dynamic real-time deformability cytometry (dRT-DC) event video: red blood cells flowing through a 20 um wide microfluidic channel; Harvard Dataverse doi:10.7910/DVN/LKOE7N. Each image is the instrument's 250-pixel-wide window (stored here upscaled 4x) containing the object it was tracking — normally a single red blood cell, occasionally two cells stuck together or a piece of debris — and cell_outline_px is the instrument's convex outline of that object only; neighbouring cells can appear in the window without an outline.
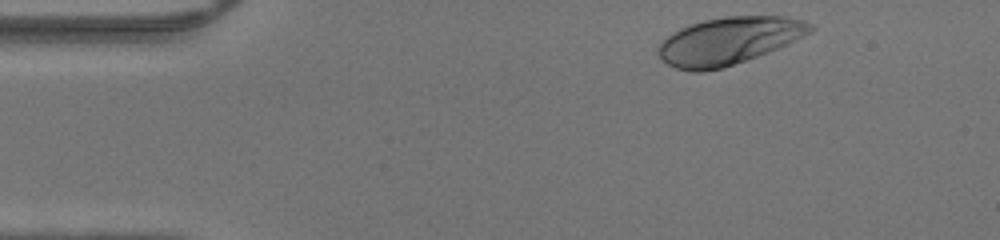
{"species": "human", "species_latin": "Homo sapiens", "temperature_condition": "warm", "stored_images_in_passage": 43, "camera_frame_rate_fps": 3000, "um_per_image_px": 0.085, "donor": {"sex": "male"}, "frame": {"image": 1, "passage_image": 2, "time_ms": 0.333, "image_size_px": [1000, 240], "cell_outline_px": [[816, 28], [812, 32], [788, 44], [748, 60], [720, 68], [704, 72], [692, 72], [676, 68], [668, 64], [656, 52], [656, 48], [668, 36], [680, 28], [704, 20], [724, 16], [784, 16], [804, 20], [816, 24]], "centroid_in_image_um": [62.0, 3.47], "position_along_channel_um": 23.0, "area_um2": 42.08}}
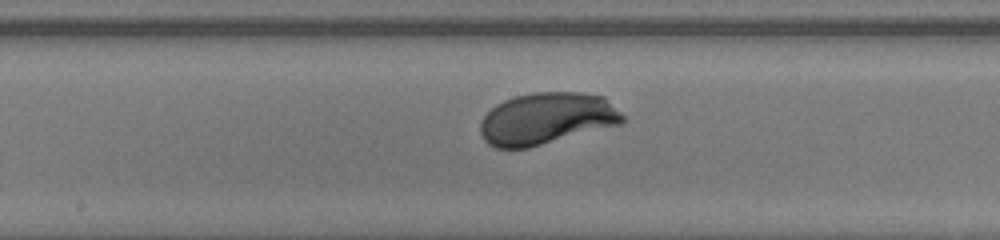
{"frame": {"image": 2, "passage_image": 20, "time_ms": 6.333, "image_size_px": [1000, 240], "cell_outline_px": [[624, 120], [620, 124], [528, 148], [496, 148], [488, 144], [484, 140], [480, 132], [480, 120], [496, 104], [504, 100], [516, 96], [532, 92], [584, 92], [604, 96], [624, 116]], "centroid_in_image_um": [46.44, 10.07], "position_along_channel_um": 201.8, "area_um2": 42.95}}
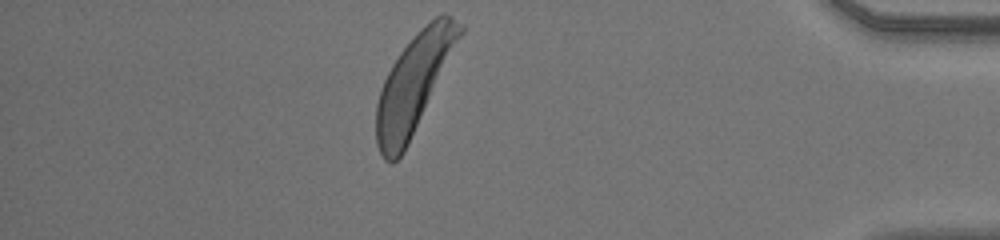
{"frame": {"image": 3, "passage_image": 37, "time_ms": 12.0, "image_size_px": [1000, 240], "cell_outline_px": [[464, 32], [404, 152], [392, 164], [384, 160], [376, 144], [376, 104], [380, 88], [392, 64], [400, 52], [416, 32], [436, 16], [444, 12], [452, 16], [464, 24]], "centroid_in_image_um": [35.18, 7.08], "position_along_channel_um": 400.0, "area_um2": 47.34}}